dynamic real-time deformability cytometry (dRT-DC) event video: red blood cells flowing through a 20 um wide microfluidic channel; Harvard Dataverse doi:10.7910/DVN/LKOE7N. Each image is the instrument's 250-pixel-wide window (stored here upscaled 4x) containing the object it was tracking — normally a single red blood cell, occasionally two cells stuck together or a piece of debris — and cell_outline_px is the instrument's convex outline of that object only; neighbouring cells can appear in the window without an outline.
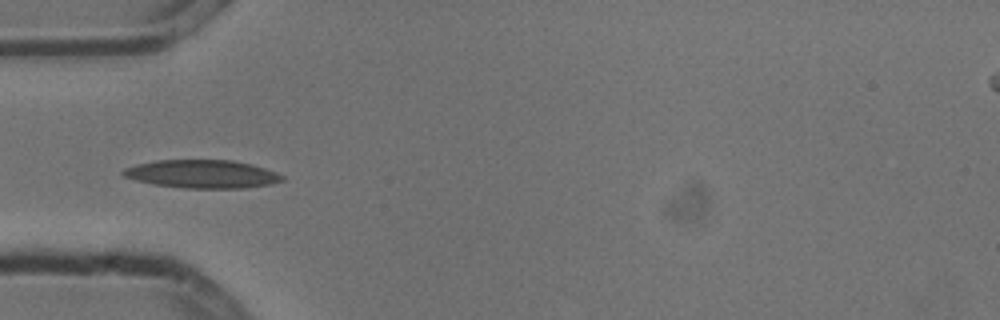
{"species": "common noctule bat (a hibernating species)", "species_latin": "Nyctalus noctula", "temperature_condition": "cold", "stored_images_in_passage": 7, "camera_frame_rate_fps": 3000, "um_per_image_px": 0.085, "animal": {"sex": "male", "body_mass_g": 13.3}, "frame": {"image": 1, "passage_image": 5, "time_ms": 1.333, "image_size_px": [1000, 320], "cell_outline_px": [[284, 180], [272, 184], [244, 188], [184, 188], [152, 184], [136, 180], [124, 176], [120, 172], [124, 168], [136, 164], [156, 160], [232, 160], [252, 164], [276, 172], [284, 176]], "centroid_in_image_um": [17.18, 14.79], "position_along_channel_um": 67.8, "area_um2": 26.24}}
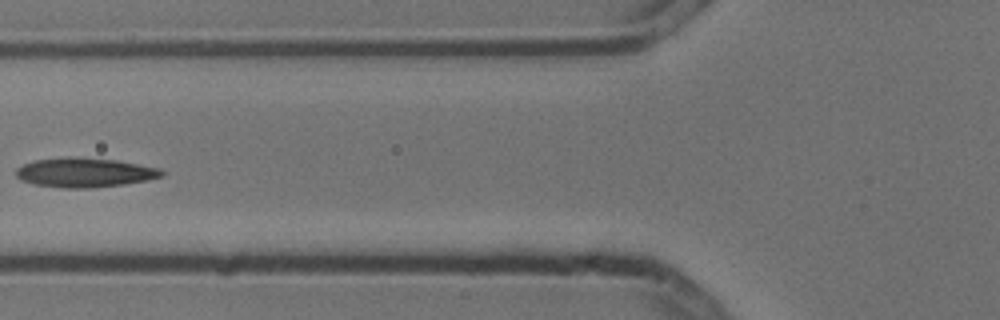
{"frame": {"image": 2, "passage_image": 6, "time_ms": 1.667, "image_size_px": [1000, 320], "cell_outline_px": [[164, 176], [148, 180], [124, 184], [92, 188], [64, 188], [36, 184], [20, 180], [16, 176], [16, 168], [24, 164], [36, 160], [68, 156], [76, 156], [116, 160], [160, 168], [164, 172]], "centroid_in_image_um": [7.21, 14.66], "position_along_channel_um": 118.6, "area_um2": 25.09}}
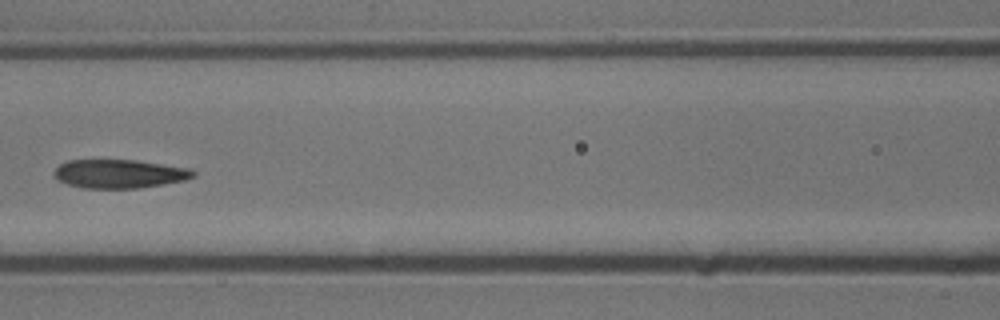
{"frame": {"image": 3, "passage_image": 7, "time_ms": 2.0, "image_size_px": [1000, 320], "cell_outline_px": [[196, 176], [184, 180], [140, 188], [80, 188], [56, 180], [52, 172], [60, 164], [68, 160], [136, 160], [192, 168], [196, 172]], "centroid_in_image_um": [10.14, 14.77], "position_along_channel_um": 156.5, "area_um2": 23.47}}